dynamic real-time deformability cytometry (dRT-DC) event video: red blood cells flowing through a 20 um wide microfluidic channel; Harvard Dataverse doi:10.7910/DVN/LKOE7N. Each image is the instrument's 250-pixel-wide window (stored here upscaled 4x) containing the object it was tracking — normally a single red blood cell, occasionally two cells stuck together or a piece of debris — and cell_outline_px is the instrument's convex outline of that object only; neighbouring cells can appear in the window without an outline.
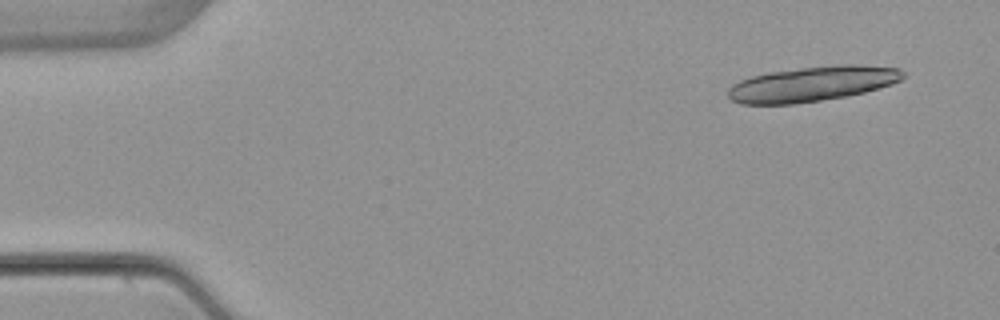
{"species": "common noctule bat (a hibernating species)", "species_latin": "Nyctalus noctula", "temperature_condition": "warm", "stored_images_in_passage": 4, "camera_frame_rate_fps": 3000, "um_per_image_px": 0.085, "animal": {"sex": "female", "body_mass_g": 22.7, "forearm_length_mm": 54.2}, "frame": {"image": 1, "passage_image": 1, "time_ms": 0.0, "image_size_px": [1000, 320], "cell_outline_px": [[904, 76], [900, 80], [892, 84], [864, 92], [848, 96], [792, 104], [740, 104], [732, 100], [728, 96], [728, 88], [732, 84], [740, 80], [752, 76], [768, 72], [800, 68], [836, 64], [856, 64], [900, 68], [904, 72]], "centroid_in_image_um": [69.04, 7.12], "position_along_channel_um": 16.0, "area_um2": 35.78}}
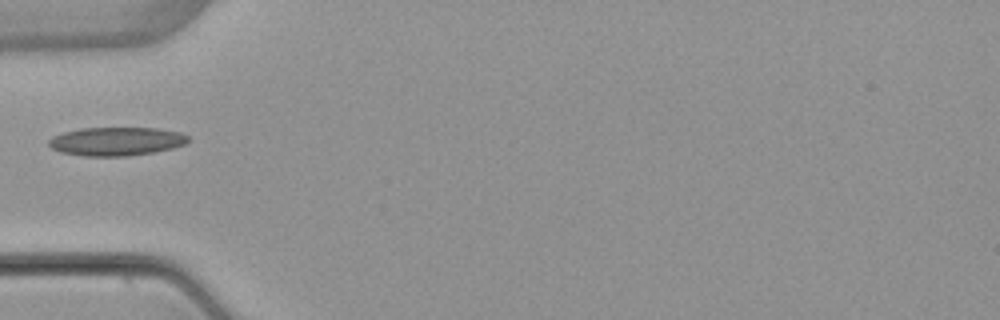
{"frame": {"image": 2, "passage_image": 4, "time_ms": 4.667, "image_size_px": [1000, 320], "cell_outline_px": [[188, 140], [184, 144], [172, 148], [152, 152], [124, 156], [84, 156], [60, 152], [52, 148], [48, 144], [48, 140], [52, 136], [64, 132], [80, 128], [156, 128], [180, 132], [188, 136]], "centroid_in_image_um": [9.85, 12.01], "position_along_channel_um": 75.2, "area_um2": 23.06}}